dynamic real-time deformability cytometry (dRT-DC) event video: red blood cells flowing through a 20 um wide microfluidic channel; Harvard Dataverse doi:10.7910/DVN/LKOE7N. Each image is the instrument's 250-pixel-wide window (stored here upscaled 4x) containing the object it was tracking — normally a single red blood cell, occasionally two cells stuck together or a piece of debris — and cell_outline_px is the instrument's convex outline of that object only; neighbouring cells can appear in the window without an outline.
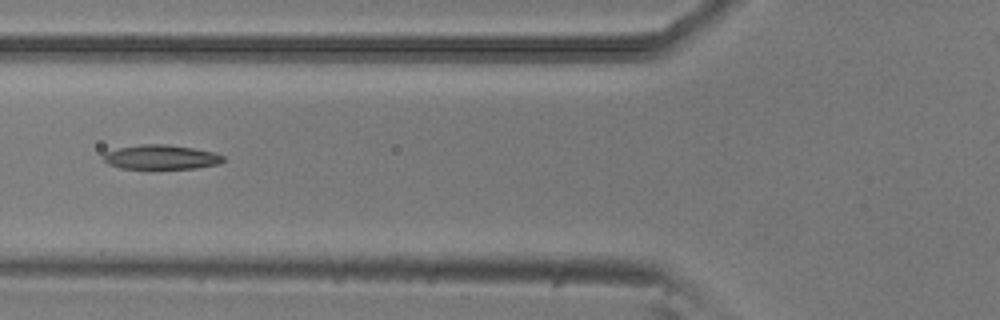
{"species": "common noctule bat (a hibernating species)", "species_latin": "Nyctalus noctula", "temperature_condition": "room temperature", "stored_images_in_passage": 4, "camera_frame_rate_fps": 3000, "um_per_image_px": 0.085, "animal": {"sex": "male", "body_mass_g": 20.5, "forearm_length_mm": 52.5}, "frame": {"image": 1, "passage_image": 3, "time_ms": 0.667, "image_size_px": [1000, 320], "cell_outline_px": [[224, 160], [220, 164], [196, 168], [120, 168], [108, 164], [104, 160], [104, 152], [120, 148], [140, 144], [168, 144], [216, 152], [224, 156]], "centroid_in_image_um": [13.73, 13.35], "position_along_channel_um": 112.1, "area_um2": 16.99}}
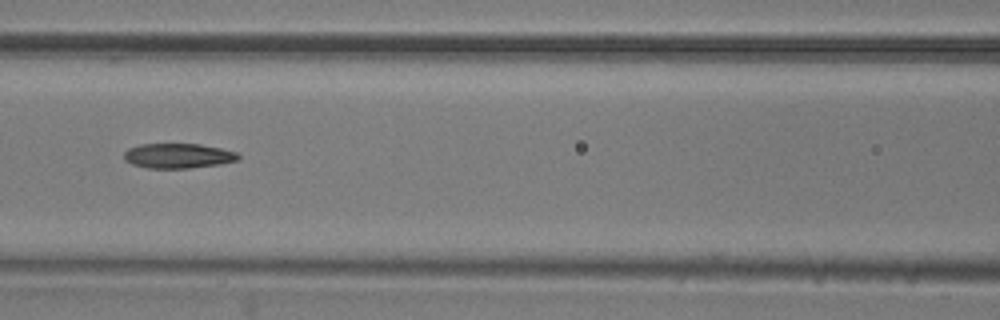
{"frame": {"image": 2, "passage_image": 4, "time_ms": 1.0, "image_size_px": [1000, 320], "cell_outline_px": [[240, 156], [236, 160], [220, 164], [188, 168], [148, 168], [132, 164], [124, 160], [124, 152], [128, 148], [140, 144], [200, 144], [220, 148], [236, 152]], "centroid_in_image_um": [15.1, 13.24], "position_along_channel_um": 151.5, "area_um2": 16.47}}